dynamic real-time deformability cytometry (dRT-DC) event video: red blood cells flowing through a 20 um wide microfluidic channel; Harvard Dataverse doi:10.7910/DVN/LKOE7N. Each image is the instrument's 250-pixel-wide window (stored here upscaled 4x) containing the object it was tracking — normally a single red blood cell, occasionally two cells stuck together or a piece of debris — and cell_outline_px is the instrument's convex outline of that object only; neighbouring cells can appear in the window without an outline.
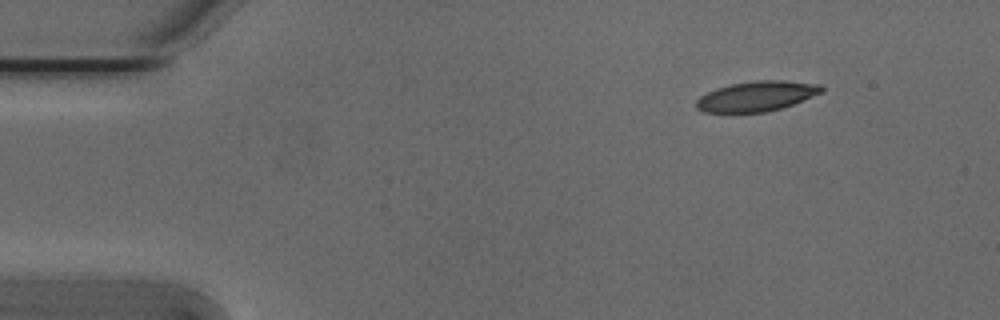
{"species": "Egyptian fruit bat (a non-hibernating species)", "species_latin": "Rousettus aegyptiacus", "temperature_condition": "cold", "stored_images_in_passage": 49, "segment_of_instrument_passage": [1, 2], "camera_frame_rate_fps": 3000, "um_per_image_px": 0.085, "animal": {"sex": "male"}, "frame": {"image": 1, "passage_image": 1, "time_ms": 0.0, "image_size_px": [1000, 320], "cell_outline_px": [[824, 92], [792, 104], [780, 108], [764, 112], [704, 112], [696, 108], [696, 100], [700, 96], [716, 88], [732, 84], [756, 80], [784, 80], [820, 84], [824, 88]], "centroid_in_image_um": [64.33, 8.17], "position_along_channel_um": 20.7, "area_um2": 21.85}}
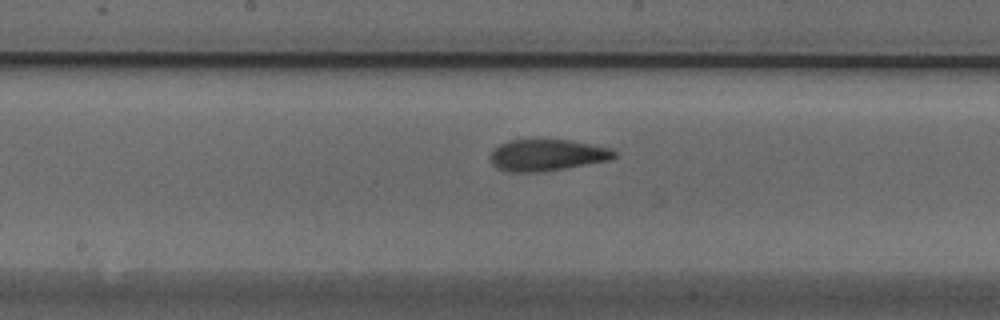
{"frame": {"image": 2, "passage_image": 22, "time_ms": 7.0, "image_size_px": [1000, 320], "cell_outline_px": [[616, 156], [608, 160], [544, 172], [508, 172], [496, 168], [488, 160], [488, 156], [500, 144], [512, 140], [536, 136], [568, 140], [592, 144], [612, 148], [616, 152]], "centroid_in_image_um": [46.44, 13.15], "position_along_channel_um": 201.8, "area_um2": 23.64}}
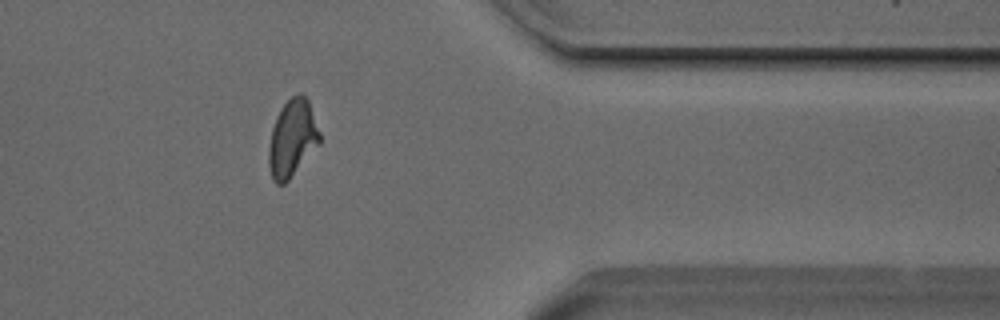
{"frame": {"image": 3, "passage_image": 38, "time_ms": 12.333, "image_size_px": [1000, 320], "cell_outline_px": [[320, 144], [288, 180], [284, 184], [276, 184], [272, 180], [268, 164], [268, 148], [272, 128], [276, 116], [280, 108], [292, 96], [300, 92], [308, 100], [320, 132]], "centroid_in_image_um": [24.83, 11.77], "position_along_channel_um": 386.6, "area_um2": 22.95}}